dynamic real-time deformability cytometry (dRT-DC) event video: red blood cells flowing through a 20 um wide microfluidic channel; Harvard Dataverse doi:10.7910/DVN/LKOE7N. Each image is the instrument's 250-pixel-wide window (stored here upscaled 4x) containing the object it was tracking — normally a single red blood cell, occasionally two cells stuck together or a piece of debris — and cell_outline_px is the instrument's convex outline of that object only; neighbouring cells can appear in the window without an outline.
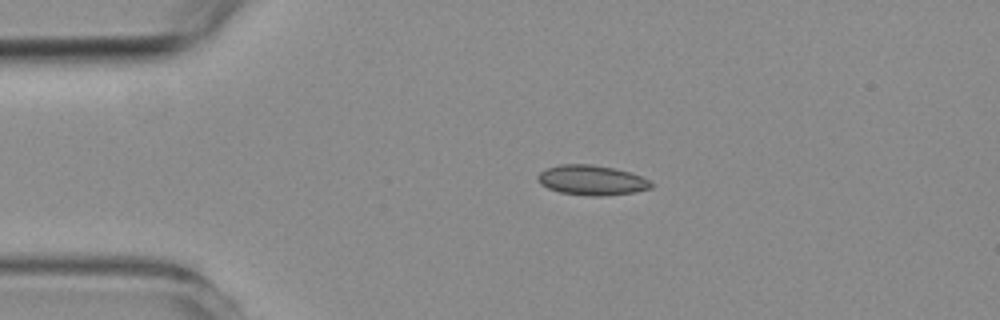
{"species": "common noctule bat (a hibernating species)", "species_latin": "Nyctalus noctula", "temperature_condition": "room temperature", "stored_images_in_passage": 10, "camera_frame_rate_fps": 3000, "um_per_image_px": 0.085, "animal": {"sex": "female", "body_mass_g": 19.3, "forearm_length_mm": 54.1}, "frame": {"image": 1, "passage_image": 1, "time_ms": 0.0, "image_size_px": [1000, 320], "cell_outline_px": [[652, 188], [632, 192], [600, 196], [592, 196], [560, 192], [548, 188], [540, 184], [536, 180], [536, 176], [544, 168], [560, 164], [592, 164], [612, 168], [628, 172], [640, 176], [648, 180], [652, 184]], "centroid_in_image_um": [50.22, 15.3], "position_along_channel_um": 34.8, "area_um2": 19.65}}
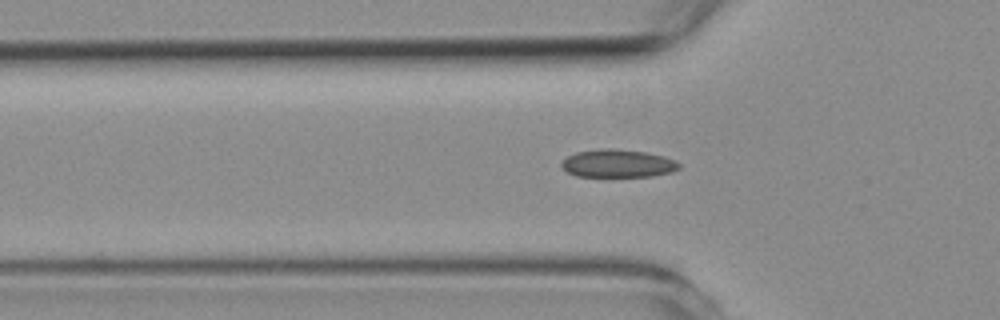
{"frame": {"image": 2, "passage_image": 7, "time_ms": 2.0, "image_size_px": [1000, 320], "cell_outline_px": [[680, 168], [672, 172], [652, 176], [576, 176], [568, 172], [560, 164], [568, 156], [576, 152], [600, 148], [612, 148], [644, 152], [664, 156], [676, 160], [680, 164]], "centroid_in_image_um": [52.54, 13.89], "position_along_channel_um": 73.3, "area_um2": 19.07}}